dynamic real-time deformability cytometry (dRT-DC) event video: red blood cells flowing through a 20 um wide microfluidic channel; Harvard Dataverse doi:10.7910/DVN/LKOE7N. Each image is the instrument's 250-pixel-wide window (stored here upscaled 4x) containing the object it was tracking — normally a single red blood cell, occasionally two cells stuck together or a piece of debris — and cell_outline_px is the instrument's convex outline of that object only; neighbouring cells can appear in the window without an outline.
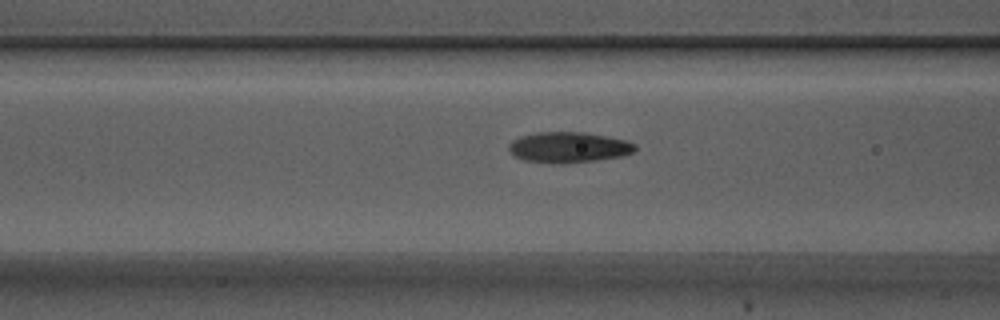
{"species": "Egyptian fruit bat (a non-hibernating species)", "species_latin": "Rousettus aegyptiacus", "temperature_condition": "warm", "stored_images_in_passage": 40, "camera_frame_rate_fps": 3000, "um_per_image_px": 0.085, "animal": {"sex": "male"}, "frame": {"image": 1, "passage_image": 13, "time_ms": 4.0, "image_size_px": [1000, 320], "cell_outline_px": [[636, 148], [632, 152], [624, 156], [596, 160], [564, 164], [556, 164], [524, 160], [516, 156], [508, 148], [508, 144], [512, 140], [520, 136], [536, 132], [584, 132], [608, 136], [624, 140], [636, 144]], "centroid_in_image_um": [48.33, 12.52], "position_along_channel_um": 118.3, "area_um2": 22.66}}
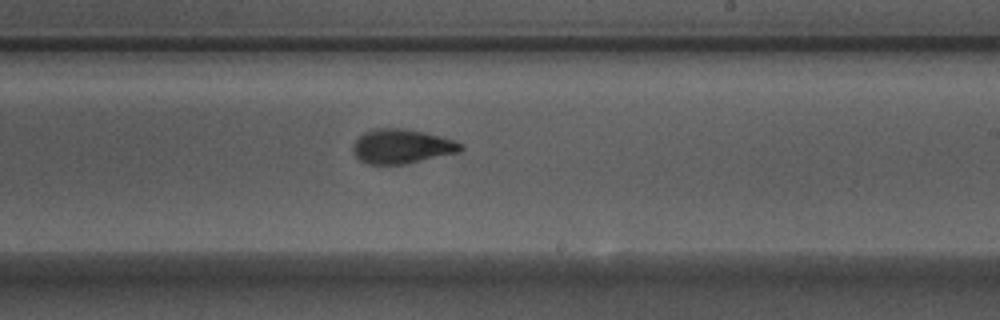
{"frame": {"image": 2, "passage_image": 24, "time_ms": 7.667, "image_size_px": [1000, 320], "cell_outline_px": [[464, 148], [460, 152], [408, 164], [368, 164], [360, 160], [352, 152], [352, 144], [364, 132], [376, 128], [404, 128], [424, 132], [456, 140], [464, 144]], "centroid_in_image_um": [34.18, 12.44], "position_along_channel_um": 254.8, "area_um2": 21.91}}
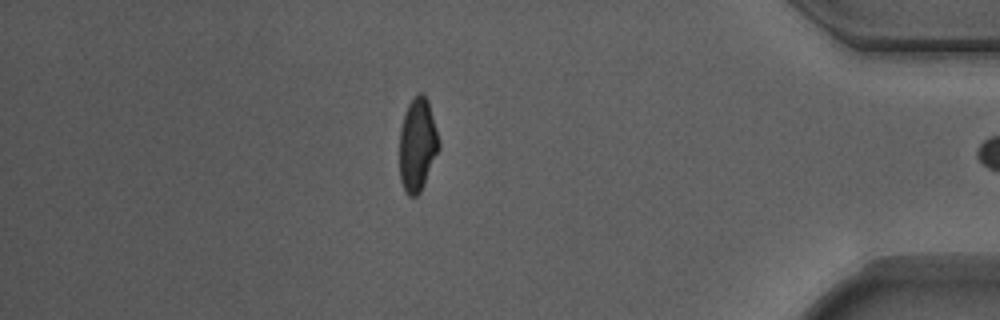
{"frame": {"image": 3, "passage_image": 39, "time_ms": 12.667, "image_size_px": [1000, 320], "cell_outline_px": [[440, 148], [424, 184], [420, 192], [416, 196], [408, 196], [404, 192], [400, 180], [400, 128], [404, 112], [408, 104], [420, 92], [424, 92], [428, 100], [440, 140]], "centroid_in_image_um": [35.49, 12.3], "position_along_channel_um": 399.7, "area_um2": 21.62}, "authors_computed_cell_mechanics": {"area_um2": 21.8773, "velocity_mm_per_s": 3.7309, "shape_relaxation_time_tau1_ms": 4.4306, "shape_relaxation_time_tau2_ms": 1.5939, "deformation_change_tau1": 0.1807, "deformation_change_tau2": 0.0712}}